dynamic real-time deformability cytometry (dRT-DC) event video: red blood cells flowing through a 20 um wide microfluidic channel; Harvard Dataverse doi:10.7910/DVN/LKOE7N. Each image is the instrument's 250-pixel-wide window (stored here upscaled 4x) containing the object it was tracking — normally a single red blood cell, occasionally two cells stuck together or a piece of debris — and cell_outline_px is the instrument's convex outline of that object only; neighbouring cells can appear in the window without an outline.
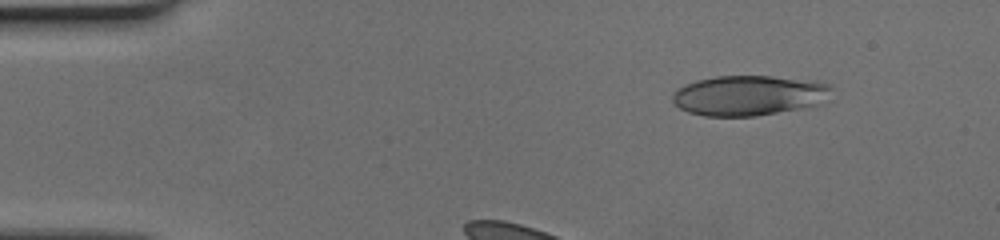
{"species": "human", "species_latin": "Homo sapiens", "temperature_condition": "cold", "stored_images_in_passage": 35, "camera_frame_rate_fps": 3000, "um_per_image_px": 0.085, "donor": {"sex": "female"}, "frame": {"image": 1, "passage_image": 6, "time_ms": 1.667, "image_size_px": [1000, 240], "cell_outline_px": [[836, 88], [816, 104], [756, 116], [704, 116], [688, 112], [680, 108], [672, 100], [672, 96], [684, 84], [696, 80], [716, 76], [772, 76], [816, 80], [832, 84]], "centroid_in_image_um": [63.66, 8.09], "position_along_channel_um": 21.3, "area_um2": 36.99}}
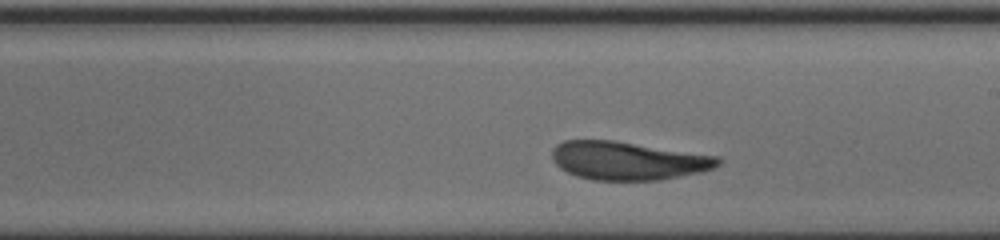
{"frame": {"image": 2, "passage_image": 24, "time_ms": 7.667, "image_size_px": [1000, 240], "cell_outline_px": [[720, 164], [712, 168], [700, 172], [660, 180], [592, 180], [576, 176], [560, 168], [552, 160], [552, 148], [556, 144], [564, 140], [616, 140], [720, 156]], "centroid_in_image_um": [53.36, 13.65], "position_along_channel_um": 235.6, "area_um2": 37.34}}
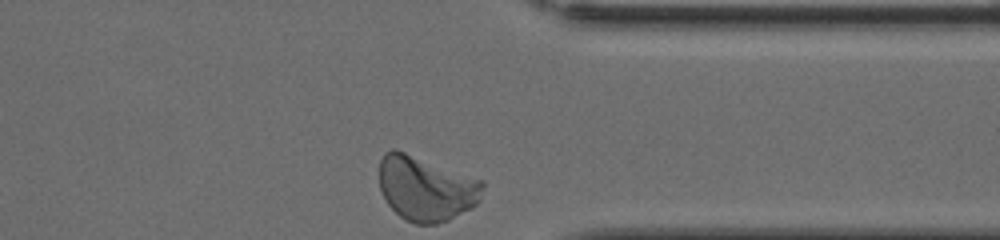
{"frame": {"image": 3, "passage_image": 35, "time_ms": 11.333, "image_size_px": [1000, 240], "cell_outline_px": [[484, 188], [480, 200], [472, 208], [448, 220], [436, 224], [416, 224], [404, 220], [388, 204], [380, 188], [380, 160], [384, 152], [392, 148], [404, 152], [484, 180]], "centroid_in_image_um": [36.23, 16.03], "position_along_channel_um": 375.2, "area_um2": 39.07}}